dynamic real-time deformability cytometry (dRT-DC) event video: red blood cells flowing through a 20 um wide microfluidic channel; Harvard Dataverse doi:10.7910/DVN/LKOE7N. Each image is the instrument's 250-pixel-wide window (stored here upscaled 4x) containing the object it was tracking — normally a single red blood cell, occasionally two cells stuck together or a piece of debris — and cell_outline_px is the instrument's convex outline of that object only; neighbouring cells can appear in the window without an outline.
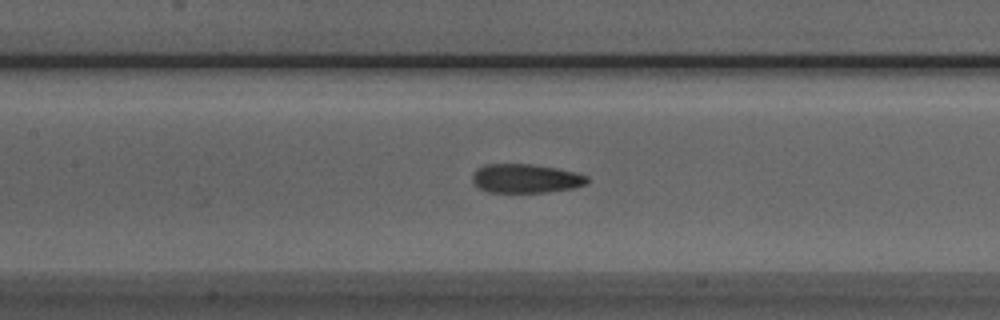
{"species": "Egyptian fruit bat (a non-hibernating species)", "species_latin": "Rousettus aegyptiacus", "temperature_condition": "room temperature", "stored_images_in_passage": 32, "camera_frame_rate_fps": 3000, "um_per_image_px": 0.085, "animal": {"sex": "male"}, "frame": {"image": 1, "passage_image": 16, "time_ms": 5.0, "image_size_px": [1000, 320], "cell_outline_px": [[588, 184], [572, 188], [548, 192], [488, 192], [480, 188], [472, 180], [472, 176], [476, 168], [484, 164], [528, 164], [556, 168], [576, 172], [588, 176]], "centroid_in_image_um": [44.69, 15.17], "position_along_channel_um": 162.7, "area_um2": 19.36}}
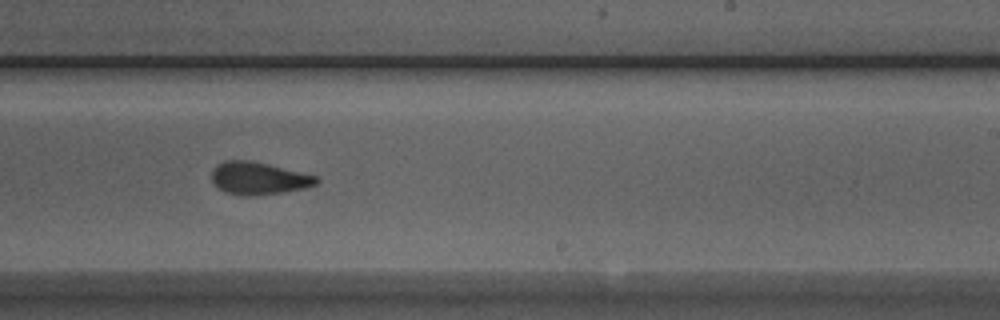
{"frame": {"image": 2, "passage_image": 24, "time_ms": 7.667, "image_size_px": [1000, 320], "cell_outline_px": [[320, 180], [316, 184], [304, 188], [280, 192], [248, 196], [244, 196], [224, 192], [212, 180], [212, 168], [216, 164], [224, 160], [252, 160], [320, 176]], "centroid_in_image_um": [21.99, 15.13], "position_along_channel_um": 267.0, "area_um2": 19.94}}
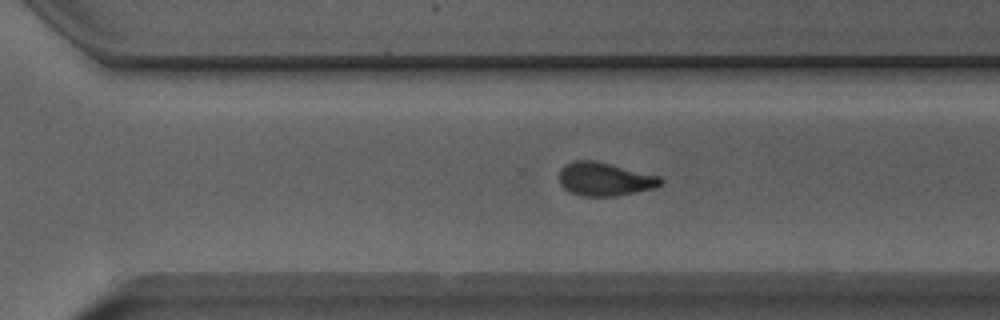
{"frame": {"image": 3, "passage_image": 28, "time_ms": 9.0, "image_size_px": [1000, 320], "cell_outline_px": [[664, 184], [652, 188], [616, 196], [580, 196], [564, 188], [560, 184], [560, 168], [564, 164], [572, 160], [596, 160], [660, 176], [664, 180]], "centroid_in_image_um": [51.4, 15.21], "position_along_channel_um": 319.2, "area_um2": 19.88}, "authors_computed_cell_mechanics": {"area_um2": 19.941, "velocity_mm_per_s": 3.9247, "shape_relaxation_time_tau1_ms": 5.1006, "shape_relaxation_time_tau2_ms": 1.0227, "deformation_change_tau1": 0.192, "deformation_change_tau2": 0.0837}}